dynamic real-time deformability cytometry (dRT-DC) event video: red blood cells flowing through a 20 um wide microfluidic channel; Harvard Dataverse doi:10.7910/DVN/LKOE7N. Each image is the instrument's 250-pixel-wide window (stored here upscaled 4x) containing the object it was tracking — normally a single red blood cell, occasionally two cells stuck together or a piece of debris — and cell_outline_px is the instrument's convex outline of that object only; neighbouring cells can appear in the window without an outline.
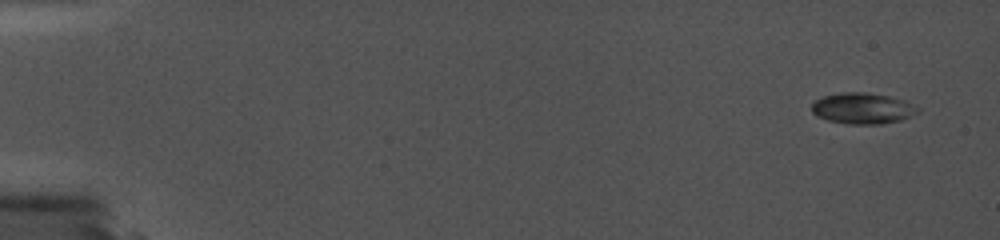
{"species": "common noctule bat (a hibernating species)", "species_latin": "Nyctalus noctula", "temperature_condition": "cold", "stored_images_in_passage": 6, "camera_frame_rate_fps": 5000, "um_per_image_px": 0.085, "animal": {"sex": "female", "body_mass_g": 19.0, "forearm_length_mm": 56.7}, "frame": {"image": 1, "passage_image": 1, "time_ms": 0.0, "image_size_px": [1000, 240], "cell_outline_px": [[920, 112], [900, 120], [880, 124], [848, 124], [828, 120], [816, 116], [812, 112], [812, 104], [816, 100], [824, 96], [840, 92], [868, 92], [888, 96], [904, 100], [920, 108]], "centroid_in_image_um": [73.32, 9.21], "position_along_channel_um": 11.7, "area_um2": 19.19}}
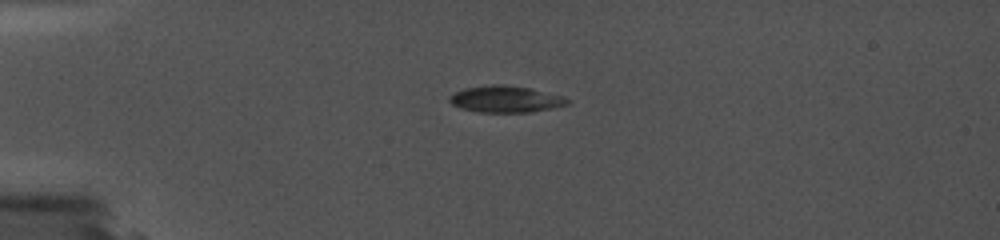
{"frame": {"image": 2, "passage_image": 4, "time_ms": 4.0, "image_size_px": [1000, 240], "cell_outline_px": [[572, 100], [568, 104], [552, 108], [532, 112], [480, 112], [460, 108], [452, 104], [448, 100], [448, 96], [464, 88], [492, 84], [504, 84], [532, 88], [564, 96]], "centroid_in_image_um": [43.0, 8.42], "position_along_channel_um": 42.0, "area_um2": 18.5}}